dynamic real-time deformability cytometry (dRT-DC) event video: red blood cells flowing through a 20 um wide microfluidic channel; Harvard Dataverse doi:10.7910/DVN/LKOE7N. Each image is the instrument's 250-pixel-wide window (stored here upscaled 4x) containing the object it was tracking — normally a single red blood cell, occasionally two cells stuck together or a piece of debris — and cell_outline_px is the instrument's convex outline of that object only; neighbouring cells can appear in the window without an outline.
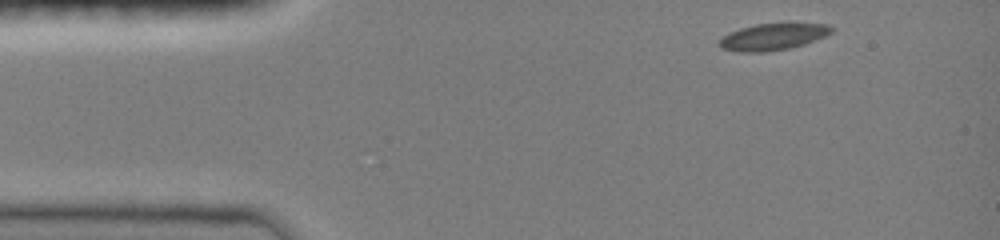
{"species": "common noctule bat (a hibernating species)", "species_latin": "Nyctalus noctula", "temperature_condition": "room temperature", "stored_images_in_passage": 47, "camera_frame_rate_fps": 3000, "um_per_image_px": 0.085, "animal": {"sex": "female", "body_mass_g": 19.0, "forearm_length_mm": 51.5}, "frame": {"image": 1, "passage_image": 1, "time_ms": 0.0, "image_size_px": [1000, 240], "cell_outline_px": [[832, 32], [824, 36], [804, 44], [788, 48], [764, 52], [736, 52], [720, 48], [720, 40], [724, 36], [740, 28], [756, 24], [828, 24], [832, 28]], "centroid_in_image_um": [65.67, 3.14], "position_along_channel_um": 19.3, "area_um2": 16.99}}
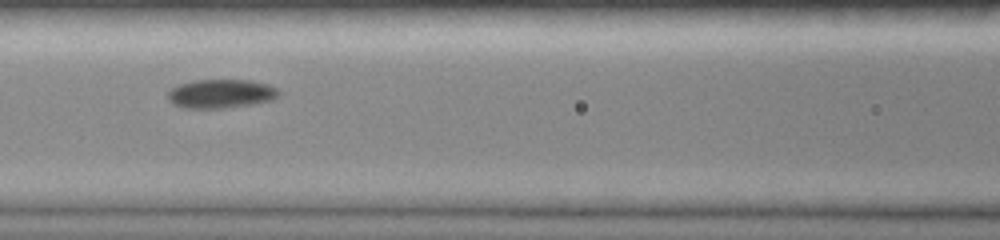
{"frame": {"image": 2, "passage_image": 23, "time_ms": 5.0, "image_size_px": [1000, 240], "cell_outline_px": [[280, 92], [272, 100], [252, 104], [224, 108], [184, 108], [172, 104], [168, 100], [168, 92], [172, 88], [180, 84], [196, 80], [252, 80], [268, 84], [276, 88]], "centroid_in_image_um": [18.77, 7.97], "position_along_channel_um": 147.8, "area_um2": 18.61}}
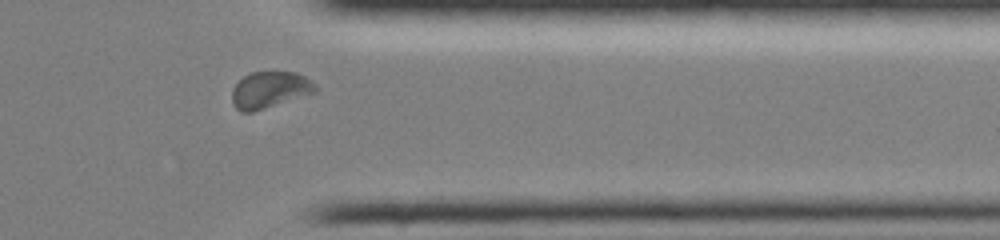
{"frame": {"image": 3, "passage_image": 41, "time_ms": 11.0, "image_size_px": [1000, 240], "cell_outline_px": [[316, 92], [252, 112], [240, 112], [236, 108], [232, 100], [232, 88], [244, 76], [252, 72], [296, 72], [312, 80], [316, 84]], "centroid_in_image_um": [22.93, 7.63], "position_along_channel_um": 388.5, "area_um2": 17.63}, "authors_computed_cell_mechanics": {"area_um2": 17.629, "velocity_mm_per_s": 4.0175, "shape_relaxation_time_tau1_ms": 3.6946, "shape_relaxation_time_tau2_ms": 4.6609, "deformation_change_tau1": 0.1173, "deformation_change_tau2": 0.0775}}